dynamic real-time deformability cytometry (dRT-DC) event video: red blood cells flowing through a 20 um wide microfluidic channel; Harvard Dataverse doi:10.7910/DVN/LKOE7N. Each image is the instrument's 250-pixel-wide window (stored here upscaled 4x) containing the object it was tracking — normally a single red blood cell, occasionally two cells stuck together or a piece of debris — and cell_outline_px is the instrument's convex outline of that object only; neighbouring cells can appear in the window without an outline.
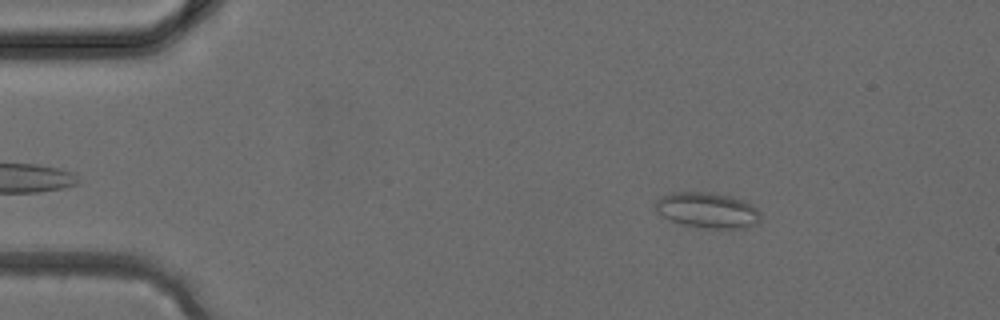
{"species": "common noctule bat (a hibernating species)", "species_latin": "Nyctalus noctula", "temperature_condition": "cold", "stored_images_in_passage": 37, "camera_frame_rate_fps": 3000, "um_per_image_px": 0.085, "animal": {"sex": "female", "body_mass_g": 24.6, "forearm_length_mm": 56.2}, "frame": {"image": 1, "passage_image": 5, "time_ms": 1.333, "image_size_px": [1000, 320], "cell_outline_px": [[760, 220], [756, 224], [748, 228], [704, 228], [680, 224], [656, 212], [656, 200], [660, 196], [672, 192], [708, 192], [732, 196], [744, 200], [752, 204], [760, 212]], "centroid_in_image_um": [60.15, 17.86], "position_along_channel_um": 24.8, "area_um2": 21.96}}
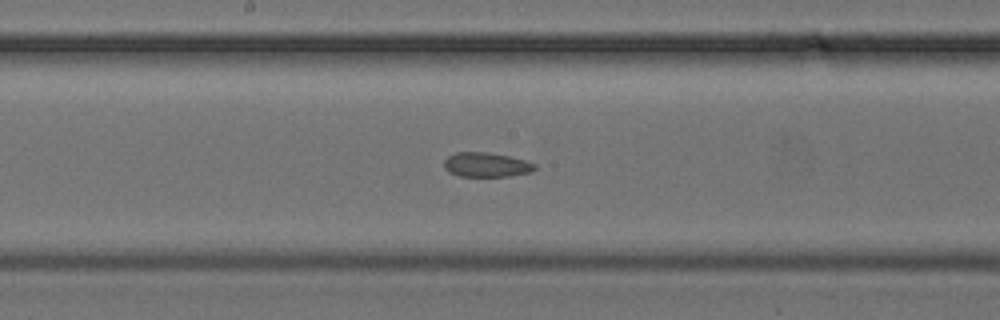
{"frame": {"image": 2, "passage_image": 19, "time_ms": 6.0, "image_size_px": [1000, 320], "cell_outline_px": [[536, 168], [532, 172], [508, 176], [460, 176], [448, 172], [444, 168], [444, 160], [448, 156], [456, 152], [488, 152], [508, 156], [524, 160], [536, 164]], "centroid_in_image_um": [41.32, 14.0], "position_along_channel_um": 206.9, "area_um2": 12.95}}
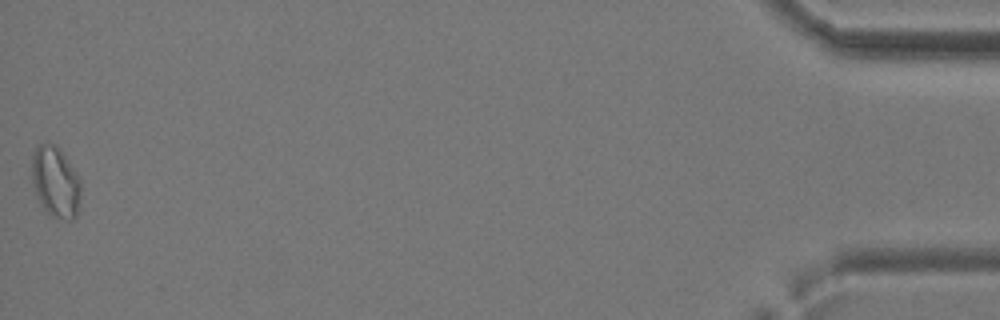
{"frame": {"image": 3, "passage_image": 37, "time_ms": 12.0, "image_size_px": [1000, 320], "cell_outline_px": [[80, 196], [76, 216], [72, 220], [68, 220], [52, 216], [44, 208], [36, 196], [32, 180], [32, 156], [36, 148], [40, 144], [56, 144], [60, 148], [80, 180]], "centroid_in_image_um": [4.71, 15.46], "position_along_channel_um": 430.5, "area_um2": 20.0}}